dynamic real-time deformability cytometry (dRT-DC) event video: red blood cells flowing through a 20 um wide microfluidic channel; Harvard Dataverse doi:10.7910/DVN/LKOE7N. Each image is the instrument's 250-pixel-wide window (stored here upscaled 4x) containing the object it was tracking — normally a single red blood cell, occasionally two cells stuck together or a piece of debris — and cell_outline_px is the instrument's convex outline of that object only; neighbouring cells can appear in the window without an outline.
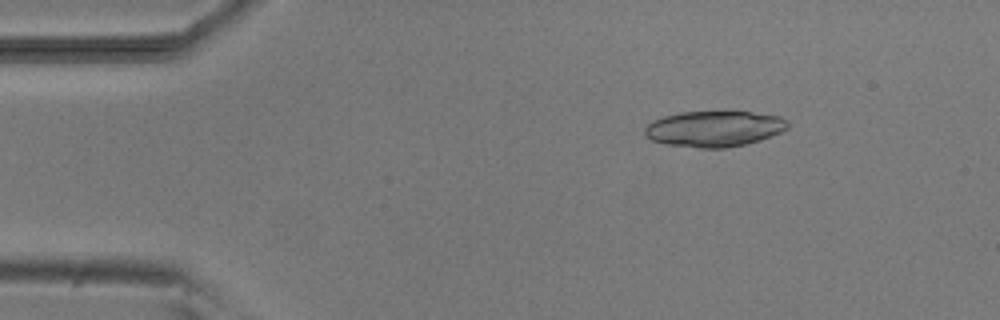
{"species": "common noctule bat (a hibernating species)", "species_latin": "Nyctalus noctula", "temperature_condition": "room temperature", "stored_images_in_passage": 4, "camera_frame_rate_fps": 3000, "um_per_image_px": 0.085, "animal": {"sex": "male", "body_mass_g": 20.5, "forearm_length_mm": 52.5}, "frame": {"image": 1, "passage_image": 2, "time_ms": 1.333, "image_size_px": [1000, 320], "cell_outline_px": [[788, 128], [772, 136], [760, 140], [728, 148], [700, 148], [664, 144], [652, 140], [644, 136], [644, 128], [652, 120], [664, 116], [680, 112], [752, 112], [780, 116], [788, 120]], "centroid_in_image_um": [60.69, 10.95], "position_along_channel_um": 24.3, "area_um2": 30.0}}